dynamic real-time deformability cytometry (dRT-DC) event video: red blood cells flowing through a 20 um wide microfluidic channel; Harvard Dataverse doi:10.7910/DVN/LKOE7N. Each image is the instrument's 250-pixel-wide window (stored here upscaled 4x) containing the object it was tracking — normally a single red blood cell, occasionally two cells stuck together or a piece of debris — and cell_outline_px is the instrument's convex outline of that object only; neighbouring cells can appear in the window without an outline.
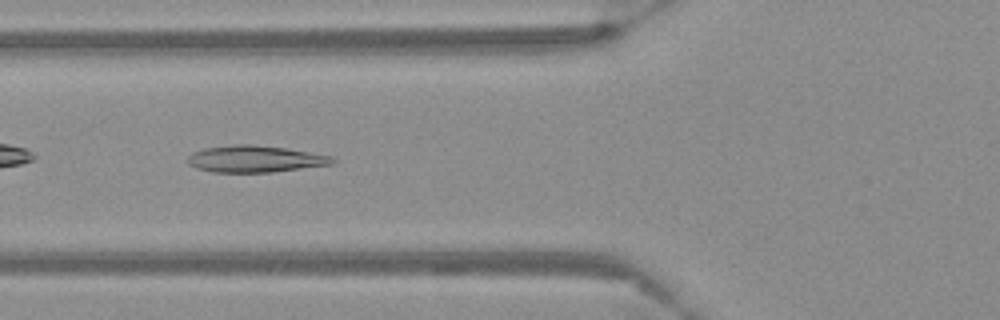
{"species": "Egyptian fruit bat (a non-hibernating species)", "species_latin": "Rousettus aegyptiacus", "temperature_condition": "warm", "stored_images_in_passage": 39, "camera_frame_rate_fps": 3000, "um_per_image_px": 0.085, "frame": {"image": 1, "passage_image": 5, "time_ms": 1.333, "image_size_px": [1000, 320], "cell_outline_px": [[336, 160], [332, 164], [272, 172], [212, 172], [196, 168], [188, 164], [188, 156], [192, 152], [204, 148], [236, 144], [252, 144], [288, 148], [332, 156]], "centroid_in_image_um": [21.67, 13.5], "position_along_channel_um": 104.1, "area_um2": 22.6}}
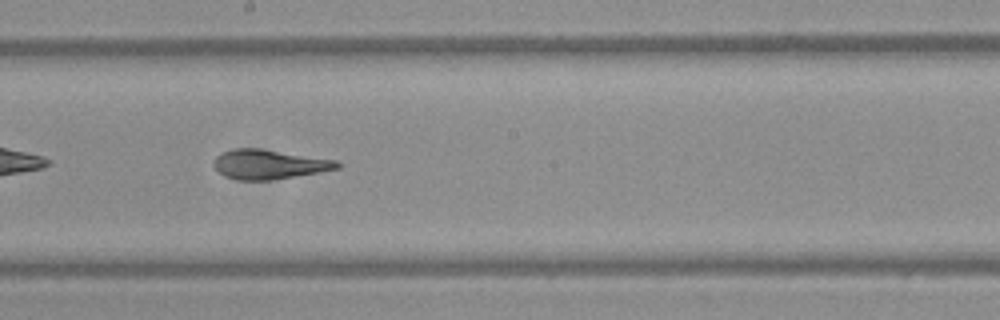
{"frame": {"image": 2, "passage_image": 15, "time_ms": 4.667, "image_size_px": [1000, 320], "cell_outline_px": [[344, 164], [340, 168], [320, 172], [268, 180], [236, 180], [224, 176], [212, 164], [212, 160], [220, 152], [236, 148], [260, 148], [336, 160]], "centroid_in_image_um": [22.86, 13.96], "position_along_channel_um": 225.3, "area_um2": 21.33}}
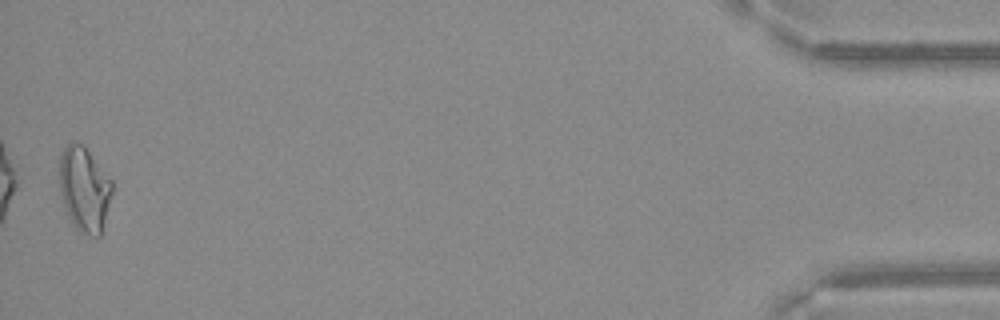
{"frame": {"image": 3, "passage_image": 39, "time_ms": 12.667, "image_size_px": [1000, 320], "cell_outline_px": [[112, 192], [100, 236], [88, 236], [80, 232], [76, 228], [64, 204], [60, 192], [60, 156], [64, 148], [68, 144], [84, 144], [112, 180]], "centroid_in_image_um": [7.18, 16.06], "position_along_channel_um": 428.0, "area_um2": 25.61}}